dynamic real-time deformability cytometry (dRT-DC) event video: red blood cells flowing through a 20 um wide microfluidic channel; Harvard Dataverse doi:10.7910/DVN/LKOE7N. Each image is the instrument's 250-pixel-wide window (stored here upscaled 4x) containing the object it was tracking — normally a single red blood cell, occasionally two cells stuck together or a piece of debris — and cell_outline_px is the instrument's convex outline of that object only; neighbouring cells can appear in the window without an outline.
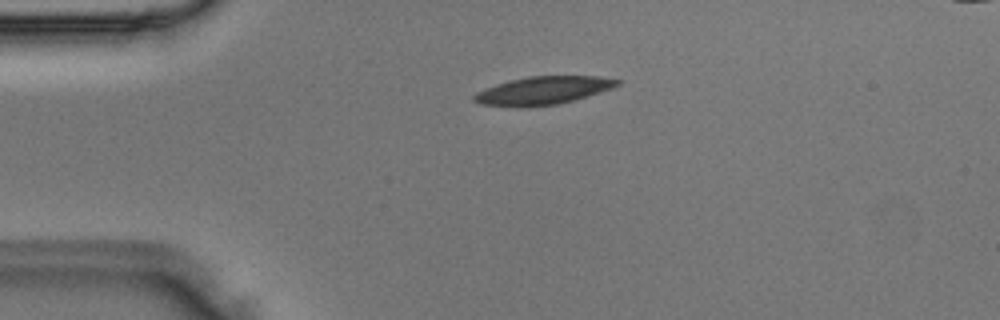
{"species": "Egyptian fruit bat (a non-hibernating species)", "species_latin": "Rousettus aegyptiacus", "temperature_condition": "room temperature", "stored_images_in_passage": 3, "camera_frame_rate_fps": 3000, "um_per_image_px": 0.085, "animal": {"sex": "male"}, "frame": {"image": 1, "passage_image": 3, "time_ms": 0.667, "image_size_px": [1000, 320], "cell_outline_px": [[620, 84], [612, 88], [600, 92], [572, 100], [556, 104], [524, 108], [520, 108], [480, 104], [472, 100], [472, 96], [476, 92], [496, 84], [528, 76], [596, 76], [620, 80]], "centroid_in_image_um": [46.1, 7.7], "position_along_channel_um": 38.9, "area_um2": 23.35}}